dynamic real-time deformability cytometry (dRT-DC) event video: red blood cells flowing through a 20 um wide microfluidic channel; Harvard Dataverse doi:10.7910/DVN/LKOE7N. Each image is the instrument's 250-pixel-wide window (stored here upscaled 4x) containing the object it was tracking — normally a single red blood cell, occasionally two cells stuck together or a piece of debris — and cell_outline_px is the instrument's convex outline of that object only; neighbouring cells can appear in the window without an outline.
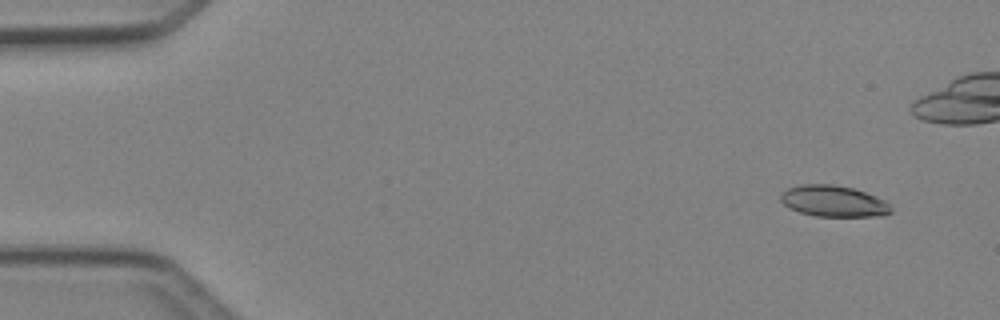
{"species": "Egyptian fruit bat (a non-hibernating species)", "species_latin": "Rousettus aegyptiacus", "temperature_condition": "cold", "stored_images_in_passage": 46, "camera_frame_rate_fps": 3000, "um_per_image_px": 0.085, "animal": {"sex": "female"}, "frame": {"image": 1, "passage_image": 1, "time_ms": 0.0, "image_size_px": [1000, 320], "cell_outline_px": [[892, 212], [884, 216], [816, 216], [800, 212], [788, 208], [780, 200], [780, 192], [788, 188], [800, 184], [832, 184], [852, 188], [876, 196], [884, 200], [892, 208]], "centroid_in_image_um": [70.83, 17.1], "position_along_channel_um": 14.2, "area_um2": 20.17}}
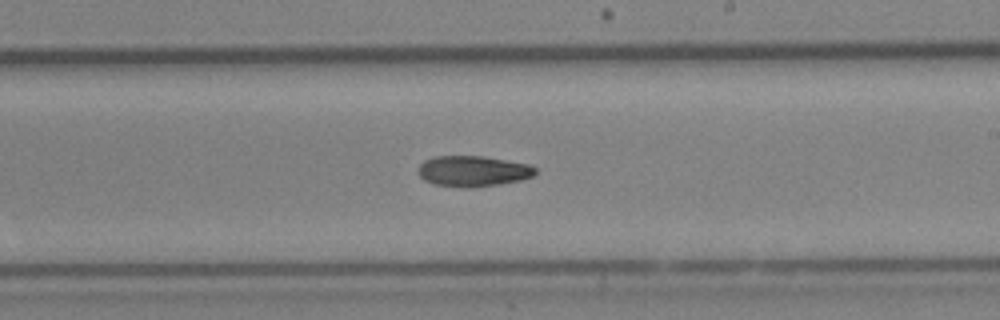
{"frame": {"image": 2, "passage_image": 26, "time_ms": 8.333, "image_size_px": [1000, 320], "cell_outline_px": [[536, 172], [532, 176], [520, 180], [472, 188], [468, 188], [432, 184], [424, 180], [420, 176], [420, 164], [424, 160], [432, 156], [480, 156], [528, 164], [536, 168]], "centroid_in_image_um": [40.17, 14.55], "position_along_channel_um": 248.8, "area_um2": 20.75}}
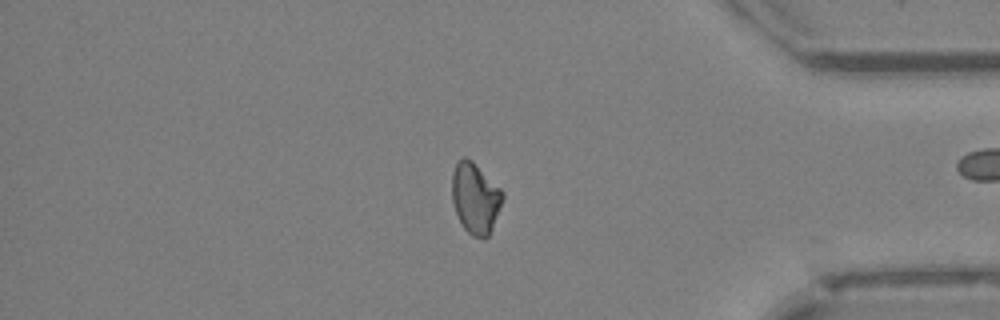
{"frame": {"image": 3, "passage_image": 38, "time_ms": 12.333, "image_size_px": [1000, 320], "cell_outline_px": [[504, 196], [492, 228], [488, 236], [484, 240], [472, 236], [464, 228], [456, 212], [452, 200], [452, 172], [456, 164], [464, 156], [472, 160], [504, 192]], "centroid_in_image_um": [40.4, 16.85], "position_along_channel_um": 394.8, "area_um2": 20.75}, "authors_computed_cell_mechanics": {"area_um2": 20.7791, "velocity_mm_per_s": 4.2774, "shape_relaxation_time_tau1_ms": 9.9556, "shape_relaxation_time_tau2_ms": null, "deformation_change_tau1": 0.1767, "deformation_change_tau2": null}}